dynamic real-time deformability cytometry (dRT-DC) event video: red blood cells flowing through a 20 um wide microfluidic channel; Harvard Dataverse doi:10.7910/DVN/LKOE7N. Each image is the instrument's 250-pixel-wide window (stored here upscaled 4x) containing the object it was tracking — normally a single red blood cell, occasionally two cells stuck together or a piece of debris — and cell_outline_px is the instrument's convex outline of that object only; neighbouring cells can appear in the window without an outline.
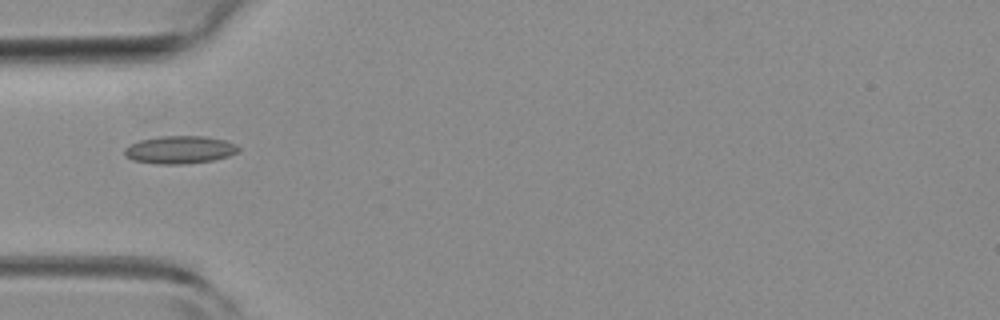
{"species": "common noctule bat (a hibernating species)", "species_latin": "Nyctalus noctula", "temperature_condition": "room temperature", "stored_images_in_passage": 1, "camera_frame_rate_fps": 3000, "um_per_image_px": 0.085, "animal": {"sex": "female", "body_mass_g": 19.3, "forearm_length_mm": 54.1}, "frame": {"image": 1, "passage_image": 1, "time_ms": 0.0, "image_size_px": [1000, 320], "cell_outline_px": [[240, 148], [236, 152], [228, 156], [212, 160], [184, 164], [160, 164], [132, 160], [124, 156], [124, 148], [140, 140], [160, 136], [204, 136], [224, 140], [236, 144]], "centroid_in_image_um": [15.26, 12.73], "position_along_channel_um": 69.7, "area_um2": 18.32}}